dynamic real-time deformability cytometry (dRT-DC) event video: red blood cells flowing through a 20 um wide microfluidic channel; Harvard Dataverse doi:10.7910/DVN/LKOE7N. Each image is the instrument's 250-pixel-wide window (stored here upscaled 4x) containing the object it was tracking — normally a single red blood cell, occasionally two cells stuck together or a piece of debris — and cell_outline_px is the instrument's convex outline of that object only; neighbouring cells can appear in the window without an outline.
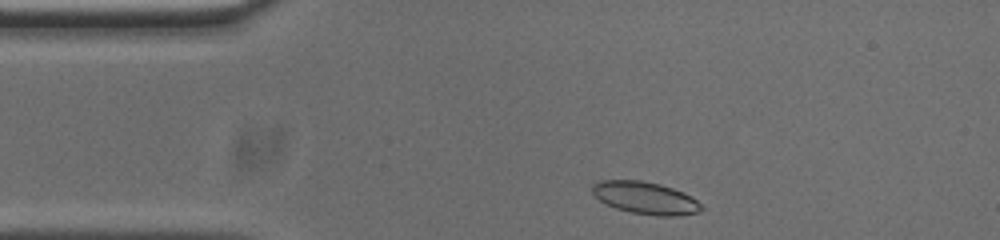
{"species": "common noctule bat (a hibernating species)", "species_latin": "Nyctalus noctula", "temperature_condition": "cold", "stored_images_in_passage": 37, "camera_frame_rate_fps": 3000, "um_per_image_px": 0.085, "animal": {"sex": "male", "body_mass_g": 20.0, "forearm_length_mm": 53.3}, "frame": {"image": 1, "passage_image": 2, "time_ms": 0.333, "image_size_px": [1000, 240], "cell_outline_px": [[704, 208], [700, 212], [680, 216], [656, 216], [632, 212], [616, 208], [600, 200], [592, 192], [592, 184], [600, 180], [640, 180], [660, 184], [684, 192], [692, 196]], "centroid_in_image_um": [54.89, 16.82], "position_along_channel_um": 30.1, "area_um2": 20.58}}
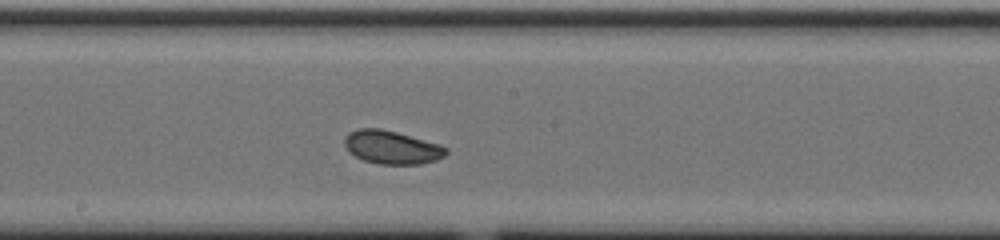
{"frame": {"image": 2, "passage_image": 20, "time_ms": 6.333, "image_size_px": [1000, 240], "cell_outline_px": [[448, 152], [444, 156], [436, 160], [420, 164], [380, 164], [364, 160], [348, 152], [344, 144], [344, 136], [348, 132], [356, 128], [380, 128], [396, 132], [440, 144], [448, 148]], "centroid_in_image_um": [33.28, 12.51], "position_along_channel_um": 214.9, "area_um2": 19.83}}
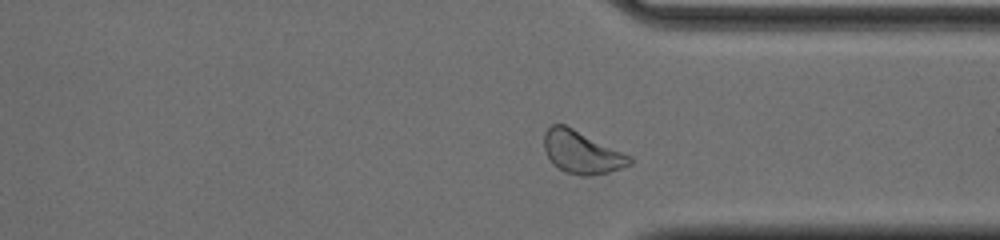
{"frame": {"image": 3, "passage_image": 32, "time_ms": 10.333, "image_size_px": [1000, 240], "cell_outline_px": [[632, 164], [608, 172], [588, 176], [580, 176], [564, 172], [552, 164], [544, 148], [544, 132], [552, 124], [564, 124], [632, 156]], "centroid_in_image_um": [49.43, 12.95], "position_along_channel_um": 362.0, "area_um2": 21.21}, "authors_computed_cell_mechanics": {"area_um2": 19.7098, "velocity_mm_per_s": 3.7044, "shape_relaxation_time_tau1_ms": 5.2022, "shape_relaxation_time_tau2_ms": null, "deformation_change_tau1": 0.1128, "deformation_change_tau2": null}}